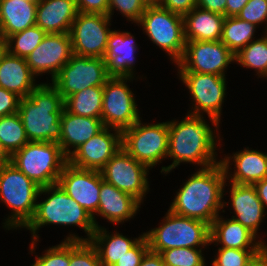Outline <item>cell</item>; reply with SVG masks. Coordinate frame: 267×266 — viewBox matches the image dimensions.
I'll list each match as a JSON object with an SVG mask.
<instances>
[{
    "label": "cell",
    "mask_w": 267,
    "mask_h": 266,
    "mask_svg": "<svg viewBox=\"0 0 267 266\" xmlns=\"http://www.w3.org/2000/svg\"><path fill=\"white\" fill-rule=\"evenodd\" d=\"M225 170L221 162L198 169L178 189L168 210L176 215L198 219L211 225L219 216L220 210L228 206L222 200L226 185Z\"/></svg>",
    "instance_id": "cell-1"
},
{
    "label": "cell",
    "mask_w": 267,
    "mask_h": 266,
    "mask_svg": "<svg viewBox=\"0 0 267 266\" xmlns=\"http://www.w3.org/2000/svg\"><path fill=\"white\" fill-rule=\"evenodd\" d=\"M168 155L173 159L171 165L162 167L161 173L167 174L180 163L200 165L204 169L219 163L216 159L217 140L213 129L203 116L187 114L181 121H168ZM216 155V156H215Z\"/></svg>",
    "instance_id": "cell-2"
},
{
    "label": "cell",
    "mask_w": 267,
    "mask_h": 266,
    "mask_svg": "<svg viewBox=\"0 0 267 266\" xmlns=\"http://www.w3.org/2000/svg\"><path fill=\"white\" fill-rule=\"evenodd\" d=\"M63 110L64 100L51 83L39 84L29 96L21 98L18 114L28 140L59 143Z\"/></svg>",
    "instance_id": "cell-3"
},
{
    "label": "cell",
    "mask_w": 267,
    "mask_h": 266,
    "mask_svg": "<svg viewBox=\"0 0 267 266\" xmlns=\"http://www.w3.org/2000/svg\"><path fill=\"white\" fill-rule=\"evenodd\" d=\"M43 193L51 195H48V198L44 201L36 203L33 218L24 227L32 232L30 252L33 253V251H35V244L39 241L37 230H39L41 226L48 224L78 226L85 231L88 237L80 238L77 235L69 234L64 240L90 241L96 229L92 216L72 199L58 183L41 187L39 195L41 196Z\"/></svg>",
    "instance_id": "cell-4"
},
{
    "label": "cell",
    "mask_w": 267,
    "mask_h": 266,
    "mask_svg": "<svg viewBox=\"0 0 267 266\" xmlns=\"http://www.w3.org/2000/svg\"><path fill=\"white\" fill-rule=\"evenodd\" d=\"M40 188L12 163L0 167V201L11 208L4 228H24L33 218Z\"/></svg>",
    "instance_id": "cell-5"
},
{
    "label": "cell",
    "mask_w": 267,
    "mask_h": 266,
    "mask_svg": "<svg viewBox=\"0 0 267 266\" xmlns=\"http://www.w3.org/2000/svg\"><path fill=\"white\" fill-rule=\"evenodd\" d=\"M163 218L159 227L144 232L151 251L161 253L173 248L201 249L210 245V225L206 222L176 215L170 210Z\"/></svg>",
    "instance_id": "cell-6"
},
{
    "label": "cell",
    "mask_w": 267,
    "mask_h": 266,
    "mask_svg": "<svg viewBox=\"0 0 267 266\" xmlns=\"http://www.w3.org/2000/svg\"><path fill=\"white\" fill-rule=\"evenodd\" d=\"M67 162L56 142L29 141L11 155V163L39 187L57 184Z\"/></svg>",
    "instance_id": "cell-7"
},
{
    "label": "cell",
    "mask_w": 267,
    "mask_h": 266,
    "mask_svg": "<svg viewBox=\"0 0 267 266\" xmlns=\"http://www.w3.org/2000/svg\"><path fill=\"white\" fill-rule=\"evenodd\" d=\"M168 138V122L143 124L139 119L121 131L122 148L149 169L167 158Z\"/></svg>",
    "instance_id": "cell-8"
},
{
    "label": "cell",
    "mask_w": 267,
    "mask_h": 266,
    "mask_svg": "<svg viewBox=\"0 0 267 266\" xmlns=\"http://www.w3.org/2000/svg\"><path fill=\"white\" fill-rule=\"evenodd\" d=\"M139 25L154 44L168 53L175 64L182 58L186 44L182 15L160 6L146 7Z\"/></svg>",
    "instance_id": "cell-9"
},
{
    "label": "cell",
    "mask_w": 267,
    "mask_h": 266,
    "mask_svg": "<svg viewBox=\"0 0 267 266\" xmlns=\"http://www.w3.org/2000/svg\"><path fill=\"white\" fill-rule=\"evenodd\" d=\"M178 73L194 102V108L191 106L193 111L190 110L188 114L203 116L202 113H207L218 133L222 104L226 95V78L197 72Z\"/></svg>",
    "instance_id": "cell-10"
},
{
    "label": "cell",
    "mask_w": 267,
    "mask_h": 266,
    "mask_svg": "<svg viewBox=\"0 0 267 266\" xmlns=\"http://www.w3.org/2000/svg\"><path fill=\"white\" fill-rule=\"evenodd\" d=\"M133 78L110 76L105 82L101 111L104 127L122 131L131 127L141 118L134 93L126 83Z\"/></svg>",
    "instance_id": "cell-11"
},
{
    "label": "cell",
    "mask_w": 267,
    "mask_h": 266,
    "mask_svg": "<svg viewBox=\"0 0 267 266\" xmlns=\"http://www.w3.org/2000/svg\"><path fill=\"white\" fill-rule=\"evenodd\" d=\"M109 77L103 58L73 54L52 80V85L65 100L88 87L104 86Z\"/></svg>",
    "instance_id": "cell-12"
},
{
    "label": "cell",
    "mask_w": 267,
    "mask_h": 266,
    "mask_svg": "<svg viewBox=\"0 0 267 266\" xmlns=\"http://www.w3.org/2000/svg\"><path fill=\"white\" fill-rule=\"evenodd\" d=\"M235 62L234 54L221 41H186L179 72H197L226 76L225 69Z\"/></svg>",
    "instance_id": "cell-13"
},
{
    "label": "cell",
    "mask_w": 267,
    "mask_h": 266,
    "mask_svg": "<svg viewBox=\"0 0 267 266\" xmlns=\"http://www.w3.org/2000/svg\"><path fill=\"white\" fill-rule=\"evenodd\" d=\"M110 22L108 15L78 12L69 32L73 54L104 58Z\"/></svg>",
    "instance_id": "cell-14"
},
{
    "label": "cell",
    "mask_w": 267,
    "mask_h": 266,
    "mask_svg": "<svg viewBox=\"0 0 267 266\" xmlns=\"http://www.w3.org/2000/svg\"><path fill=\"white\" fill-rule=\"evenodd\" d=\"M149 168L130 156L122 147L101 170L103 180L132 195L140 203L149 191Z\"/></svg>",
    "instance_id": "cell-15"
},
{
    "label": "cell",
    "mask_w": 267,
    "mask_h": 266,
    "mask_svg": "<svg viewBox=\"0 0 267 266\" xmlns=\"http://www.w3.org/2000/svg\"><path fill=\"white\" fill-rule=\"evenodd\" d=\"M102 180L101 171L81 169L69 162L64 165L58 180L63 190L92 216L96 228L99 227L95 215Z\"/></svg>",
    "instance_id": "cell-16"
},
{
    "label": "cell",
    "mask_w": 267,
    "mask_h": 266,
    "mask_svg": "<svg viewBox=\"0 0 267 266\" xmlns=\"http://www.w3.org/2000/svg\"><path fill=\"white\" fill-rule=\"evenodd\" d=\"M72 55L69 33H47L26 61L35 76L49 72L53 80Z\"/></svg>",
    "instance_id": "cell-17"
},
{
    "label": "cell",
    "mask_w": 267,
    "mask_h": 266,
    "mask_svg": "<svg viewBox=\"0 0 267 266\" xmlns=\"http://www.w3.org/2000/svg\"><path fill=\"white\" fill-rule=\"evenodd\" d=\"M121 147V131L104 127L79 146L68 157V162L81 169L101 171Z\"/></svg>",
    "instance_id": "cell-18"
},
{
    "label": "cell",
    "mask_w": 267,
    "mask_h": 266,
    "mask_svg": "<svg viewBox=\"0 0 267 266\" xmlns=\"http://www.w3.org/2000/svg\"><path fill=\"white\" fill-rule=\"evenodd\" d=\"M138 49L130 32L111 30L104 55L109 76L134 77L135 51Z\"/></svg>",
    "instance_id": "cell-19"
},
{
    "label": "cell",
    "mask_w": 267,
    "mask_h": 266,
    "mask_svg": "<svg viewBox=\"0 0 267 266\" xmlns=\"http://www.w3.org/2000/svg\"><path fill=\"white\" fill-rule=\"evenodd\" d=\"M220 162L225 170L226 179L230 180L229 183L236 184H249L253 185L267 177V153L258 150H251L248 147L243 151H238L232 157L224 156ZM234 164V173L230 175L228 172L231 167L230 160Z\"/></svg>",
    "instance_id": "cell-20"
},
{
    "label": "cell",
    "mask_w": 267,
    "mask_h": 266,
    "mask_svg": "<svg viewBox=\"0 0 267 266\" xmlns=\"http://www.w3.org/2000/svg\"><path fill=\"white\" fill-rule=\"evenodd\" d=\"M230 184L231 207L236 214L232 218L258 236L257 230L267 212L264 210L255 187L249 184Z\"/></svg>",
    "instance_id": "cell-21"
},
{
    "label": "cell",
    "mask_w": 267,
    "mask_h": 266,
    "mask_svg": "<svg viewBox=\"0 0 267 266\" xmlns=\"http://www.w3.org/2000/svg\"><path fill=\"white\" fill-rule=\"evenodd\" d=\"M257 236L233 218L223 220L218 216L210 225V244L222 245L220 248L243 250H266L263 240L255 241Z\"/></svg>",
    "instance_id": "cell-22"
},
{
    "label": "cell",
    "mask_w": 267,
    "mask_h": 266,
    "mask_svg": "<svg viewBox=\"0 0 267 266\" xmlns=\"http://www.w3.org/2000/svg\"><path fill=\"white\" fill-rule=\"evenodd\" d=\"M141 203L114 185L101 181L97 214L111 223L120 224L135 216Z\"/></svg>",
    "instance_id": "cell-23"
},
{
    "label": "cell",
    "mask_w": 267,
    "mask_h": 266,
    "mask_svg": "<svg viewBox=\"0 0 267 266\" xmlns=\"http://www.w3.org/2000/svg\"><path fill=\"white\" fill-rule=\"evenodd\" d=\"M104 128L101 118L78 116L65 108L61 114V137L59 145L68 158L79 146ZM74 148L72 151L71 147Z\"/></svg>",
    "instance_id": "cell-24"
},
{
    "label": "cell",
    "mask_w": 267,
    "mask_h": 266,
    "mask_svg": "<svg viewBox=\"0 0 267 266\" xmlns=\"http://www.w3.org/2000/svg\"><path fill=\"white\" fill-rule=\"evenodd\" d=\"M77 13L75 0H40L36 25L46 33H69Z\"/></svg>",
    "instance_id": "cell-25"
},
{
    "label": "cell",
    "mask_w": 267,
    "mask_h": 266,
    "mask_svg": "<svg viewBox=\"0 0 267 266\" xmlns=\"http://www.w3.org/2000/svg\"><path fill=\"white\" fill-rule=\"evenodd\" d=\"M26 58L9 52L0 61V87L24 98L38 86Z\"/></svg>",
    "instance_id": "cell-26"
},
{
    "label": "cell",
    "mask_w": 267,
    "mask_h": 266,
    "mask_svg": "<svg viewBox=\"0 0 267 266\" xmlns=\"http://www.w3.org/2000/svg\"><path fill=\"white\" fill-rule=\"evenodd\" d=\"M185 41H220L225 16L199 7L183 16Z\"/></svg>",
    "instance_id": "cell-27"
},
{
    "label": "cell",
    "mask_w": 267,
    "mask_h": 266,
    "mask_svg": "<svg viewBox=\"0 0 267 266\" xmlns=\"http://www.w3.org/2000/svg\"><path fill=\"white\" fill-rule=\"evenodd\" d=\"M38 2L27 0H0V32L8 38L36 25Z\"/></svg>",
    "instance_id": "cell-28"
},
{
    "label": "cell",
    "mask_w": 267,
    "mask_h": 266,
    "mask_svg": "<svg viewBox=\"0 0 267 266\" xmlns=\"http://www.w3.org/2000/svg\"><path fill=\"white\" fill-rule=\"evenodd\" d=\"M108 232V233H107ZM145 235L130 239L122 233L110 234L106 228L97 227L90 239L91 244L96 248L102 266H113L119 258L123 257L132 249Z\"/></svg>",
    "instance_id": "cell-29"
},
{
    "label": "cell",
    "mask_w": 267,
    "mask_h": 266,
    "mask_svg": "<svg viewBox=\"0 0 267 266\" xmlns=\"http://www.w3.org/2000/svg\"><path fill=\"white\" fill-rule=\"evenodd\" d=\"M102 99L103 86L88 87L68 96L64 108L78 116L101 118Z\"/></svg>",
    "instance_id": "cell-30"
},
{
    "label": "cell",
    "mask_w": 267,
    "mask_h": 266,
    "mask_svg": "<svg viewBox=\"0 0 267 266\" xmlns=\"http://www.w3.org/2000/svg\"><path fill=\"white\" fill-rule=\"evenodd\" d=\"M257 27L237 16L225 17L220 41L235 55L253 41Z\"/></svg>",
    "instance_id": "cell-31"
},
{
    "label": "cell",
    "mask_w": 267,
    "mask_h": 266,
    "mask_svg": "<svg viewBox=\"0 0 267 266\" xmlns=\"http://www.w3.org/2000/svg\"><path fill=\"white\" fill-rule=\"evenodd\" d=\"M234 59L246 69L256 70L259 77L267 78V33L240 49L234 55Z\"/></svg>",
    "instance_id": "cell-32"
},
{
    "label": "cell",
    "mask_w": 267,
    "mask_h": 266,
    "mask_svg": "<svg viewBox=\"0 0 267 266\" xmlns=\"http://www.w3.org/2000/svg\"><path fill=\"white\" fill-rule=\"evenodd\" d=\"M0 141L10 155L29 142L18 112L0 118Z\"/></svg>",
    "instance_id": "cell-33"
},
{
    "label": "cell",
    "mask_w": 267,
    "mask_h": 266,
    "mask_svg": "<svg viewBox=\"0 0 267 266\" xmlns=\"http://www.w3.org/2000/svg\"><path fill=\"white\" fill-rule=\"evenodd\" d=\"M46 34L44 30L34 25L10 35L7 38L8 52L12 55L26 58L41 43Z\"/></svg>",
    "instance_id": "cell-34"
},
{
    "label": "cell",
    "mask_w": 267,
    "mask_h": 266,
    "mask_svg": "<svg viewBox=\"0 0 267 266\" xmlns=\"http://www.w3.org/2000/svg\"><path fill=\"white\" fill-rule=\"evenodd\" d=\"M160 254L165 266H206L202 249L173 248Z\"/></svg>",
    "instance_id": "cell-35"
},
{
    "label": "cell",
    "mask_w": 267,
    "mask_h": 266,
    "mask_svg": "<svg viewBox=\"0 0 267 266\" xmlns=\"http://www.w3.org/2000/svg\"><path fill=\"white\" fill-rule=\"evenodd\" d=\"M265 250H243L235 248H218L217 257L212 266H248Z\"/></svg>",
    "instance_id": "cell-36"
},
{
    "label": "cell",
    "mask_w": 267,
    "mask_h": 266,
    "mask_svg": "<svg viewBox=\"0 0 267 266\" xmlns=\"http://www.w3.org/2000/svg\"><path fill=\"white\" fill-rule=\"evenodd\" d=\"M70 266H102L90 241L70 240Z\"/></svg>",
    "instance_id": "cell-37"
},
{
    "label": "cell",
    "mask_w": 267,
    "mask_h": 266,
    "mask_svg": "<svg viewBox=\"0 0 267 266\" xmlns=\"http://www.w3.org/2000/svg\"><path fill=\"white\" fill-rule=\"evenodd\" d=\"M31 266H70V240H64L45 251L42 256H36Z\"/></svg>",
    "instance_id": "cell-38"
},
{
    "label": "cell",
    "mask_w": 267,
    "mask_h": 266,
    "mask_svg": "<svg viewBox=\"0 0 267 266\" xmlns=\"http://www.w3.org/2000/svg\"><path fill=\"white\" fill-rule=\"evenodd\" d=\"M114 9L118 10L127 20L137 24L145 12L146 5L142 0H109L108 16L110 18L114 14Z\"/></svg>",
    "instance_id": "cell-39"
},
{
    "label": "cell",
    "mask_w": 267,
    "mask_h": 266,
    "mask_svg": "<svg viewBox=\"0 0 267 266\" xmlns=\"http://www.w3.org/2000/svg\"><path fill=\"white\" fill-rule=\"evenodd\" d=\"M237 17L256 26L267 22V0H249ZM265 27L264 32L267 33V26Z\"/></svg>",
    "instance_id": "cell-40"
},
{
    "label": "cell",
    "mask_w": 267,
    "mask_h": 266,
    "mask_svg": "<svg viewBox=\"0 0 267 266\" xmlns=\"http://www.w3.org/2000/svg\"><path fill=\"white\" fill-rule=\"evenodd\" d=\"M149 250V243L144 235L143 238L125 255L113 264V266H139L144 255Z\"/></svg>",
    "instance_id": "cell-41"
},
{
    "label": "cell",
    "mask_w": 267,
    "mask_h": 266,
    "mask_svg": "<svg viewBox=\"0 0 267 266\" xmlns=\"http://www.w3.org/2000/svg\"><path fill=\"white\" fill-rule=\"evenodd\" d=\"M21 97L0 87V118L18 112Z\"/></svg>",
    "instance_id": "cell-42"
},
{
    "label": "cell",
    "mask_w": 267,
    "mask_h": 266,
    "mask_svg": "<svg viewBox=\"0 0 267 266\" xmlns=\"http://www.w3.org/2000/svg\"><path fill=\"white\" fill-rule=\"evenodd\" d=\"M78 12L108 15L109 0H75Z\"/></svg>",
    "instance_id": "cell-43"
},
{
    "label": "cell",
    "mask_w": 267,
    "mask_h": 266,
    "mask_svg": "<svg viewBox=\"0 0 267 266\" xmlns=\"http://www.w3.org/2000/svg\"><path fill=\"white\" fill-rule=\"evenodd\" d=\"M160 7L184 16L196 7V0H162Z\"/></svg>",
    "instance_id": "cell-44"
},
{
    "label": "cell",
    "mask_w": 267,
    "mask_h": 266,
    "mask_svg": "<svg viewBox=\"0 0 267 266\" xmlns=\"http://www.w3.org/2000/svg\"><path fill=\"white\" fill-rule=\"evenodd\" d=\"M227 0H196V6L225 16Z\"/></svg>",
    "instance_id": "cell-45"
},
{
    "label": "cell",
    "mask_w": 267,
    "mask_h": 266,
    "mask_svg": "<svg viewBox=\"0 0 267 266\" xmlns=\"http://www.w3.org/2000/svg\"><path fill=\"white\" fill-rule=\"evenodd\" d=\"M139 266H165V264L160 253L149 249L144 255Z\"/></svg>",
    "instance_id": "cell-46"
},
{
    "label": "cell",
    "mask_w": 267,
    "mask_h": 266,
    "mask_svg": "<svg viewBox=\"0 0 267 266\" xmlns=\"http://www.w3.org/2000/svg\"><path fill=\"white\" fill-rule=\"evenodd\" d=\"M249 0H227L225 17L237 16Z\"/></svg>",
    "instance_id": "cell-47"
},
{
    "label": "cell",
    "mask_w": 267,
    "mask_h": 266,
    "mask_svg": "<svg viewBox=\"0 0 267 266\" xmlns=\"http://www.w3.org/2000/svg\"><path fill=\"white\" fill-rule=\"evenodd\" d=\"M253 186L255 187L257 195L262 202L265 210L267 206V177L258 182H255Z\"/></svg>",
    "instance_id": "cell-48"
},
{
    "label": "cell",
    "mask_w": 267,
    "mask_h": 266,
    "mask_svg": "<svg viewBox=\"0 0 267 266\" xmlns=\"http://www.w3.org/2000/svg\"><path fill=\"white\" fill-rule=\"evenodd\" d=\"M248 266H267V249L259 254Z\"/></svg>",
    "instance_id": "cell-49"
},
{
    "label": "cell",
    "mask_w": 267,
    "mask_h": 266,
    "mask_svg": "<svg viewBox=\"0 0 267 266\" xmlns=\"http://www.w3.org/2000/svg\"><path fill=\"white\" fill-rule=\"evenodd\" d=\"M9 163H11V155L3 147L2 142L0 141V167Z\"/></svg>",
    "instance_id": "cell-50"
},
{
    "label": "cell",
    "mask_w": 267,
    "mask_h": 266,
    "mask_svg": "<svg viewBox=\"0 0 267 266\" xmlns=\"http://www.w3.org/2000/svg\"><path fill=\"white\" fill-rule=\"evenodd\" d=\"M8 53V40L2 34L0 35V61Z\"/></svg>",
    "instance_id": "cell-51"
},
{
    "label": "cell",
    "mask_w": 267,
    "mask_h": 266,
    "mask_svg": "<svg viewBox=\"0 0 267 266\" xmlns=\"http://www.w3.org/2000/svg\"><path fill=\"white\" fill-rule=\"evenodd\" d=\"M162 0H142L146 7L160 6Z\"/></svg>",
    "instance_id": "cell-52"
},
{
    "label": "cell",
    "mask_w": 267,
    "mask_h": 266,
    "mask_svg": "<svg viewBox=\"0 0 267 266\" xmlns=\"http://www.w3.org/2000/svg\"><path fill=\"white\" fill-rule=\"evenodd\" d=\"M27 1L38 2V1H40V0H27Z\"/></svg>",
    "instance_id": "cell-53"
}]
</instances>
